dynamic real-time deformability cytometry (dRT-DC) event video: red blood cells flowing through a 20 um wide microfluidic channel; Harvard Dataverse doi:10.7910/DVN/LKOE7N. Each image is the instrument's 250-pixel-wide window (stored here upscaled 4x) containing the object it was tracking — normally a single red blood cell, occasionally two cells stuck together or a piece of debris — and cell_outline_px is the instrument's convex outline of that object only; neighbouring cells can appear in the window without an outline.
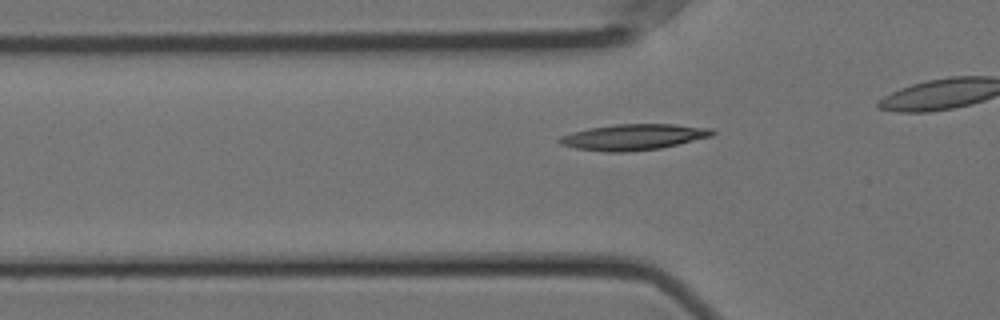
{"species": "Egyptian fruit bat (a non-hibernating species)", "species_latin": "Rousettus aegyptiacus", "temperature_condition": "cold", "stored_images_in_passage": 37, "camera_frame_rate_fps": 3000, "um_per_image_px": 0.085, "animal": {"sex": "female"}, "frame": {"image": 1, "passage_image": 11, "time_ms": 3.333, "image_size_px": [1000, 320], "cell_outline_px": [[716, 132], [712, 136], [660, 148], [624, 152], [604, 152], [576, 148], [560, 144], [556, 140], [560, 136], [572, 132], [588, 128], [616, 124], [676, 124], [712, 128]], "centroid_in_image_um": [53.83, 11.64], "position_along_channel_um": 72.0, "area_um2": 23.12}}
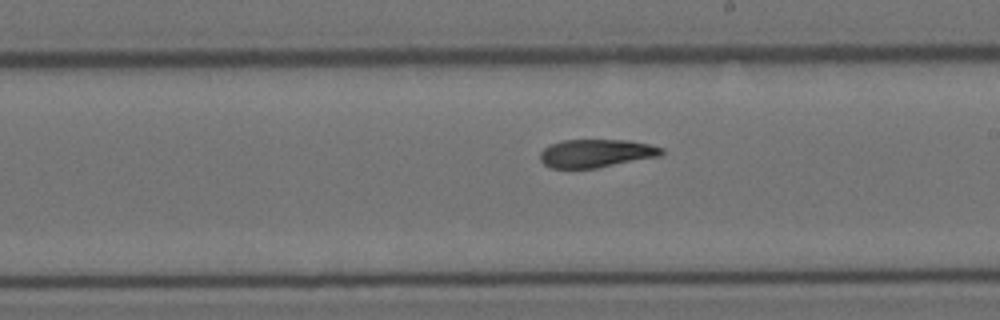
{"frame": {"image": 2, "passage_image": 25, "time_ms": 8.0, "image_size_px": [1000, 320], "cell_outline_px": [[664, 152], [660, 156], [596, 168], [552, 168], [544, 164], [540, 160], [540, 152], [544, 148], [552, 144], [564, 140], [628, 140], [648, 144], [664, 148]], "centroid_in_image_um": [50.68, 13.03], "position_along_channel_um": 238.3, "area_um2": 19.83}}
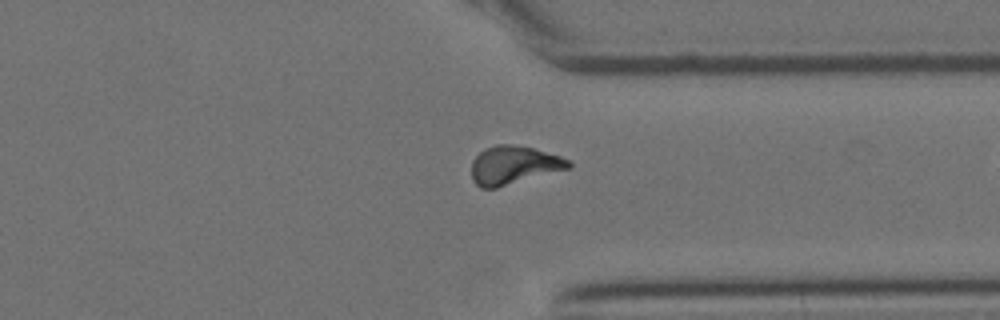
{"frame": {"image": 3, "passage_image": 36, "time_ms": 11.667, "image_size_px": [1000, 320], "cell_outline_px": [[572, 168], [496, 188], [480, 188], [472, 180], [472, 160], [484, 148], [496, 144], [512, 144], [532, 148], [560, 156], [568, 160], [572, 164]], "centroid_in_image_um": [43.66, 14.04], "position_along_channel_um": 367.7, "area_um2": 21.79}}